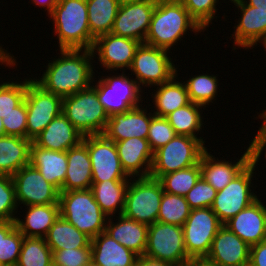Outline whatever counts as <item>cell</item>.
<instances>
[{
	"instance_id": "cell-1",
	"label": "cell",
	"mask_w": 266,
	"mask_h": 266,
	"mask_svg": "<svg viewBox=\"0 0 266 266\" xmlns=\"http://www.w3.org/2000/svg\"><path fill=\"white\" fill-rule=\"evenodd\" d=\"M59 55L58 59L49 61L40 79L34 78L46 91L64 98L95 82L91 49H60Z\"/></svg>"
},
{
	"instance_id": "cell-2",
	"label": "cell",
	"mask_w": 266,
	"mask_h": 266,
	"mask_svg": "<svg viewBox=\"0 0 266 266\" xmlns=\"http://www.w3.org/2000/svg\"><path fill=\"white\" fill-rule=\"evenodd\" d=\"M188 31L196 35L204 29L179 0H157L144 43L170 51Z\"/></svg>"
},
{
	"instance_id": "cell-3",
	"label": "cell",
	"mask_w": 266,
	"mask_h": 266,
	"mask_svg": "<svg viewBox=\"0 0 266 266\" xmlns=\"http://www.w3.org/2000/svg\"><path fill=\"white\" fill-rule=\"evenodd\" d=\"M54 23L60 49H92L86 0H58L49 15Z\"/></svg>"
},
{
	"instance_id": "cell-4",
	"label": "cell",
	"mask_w": 266,
	"mask_h": 266,
	"mask_svg": "<svg viewBox=\"0 0 266 266\" xmlns=\"http://www.w3.org/2000/svg\"><path fill=\"white\" fill-rule=\"evenodd\" d=\"M60 216L93 239L105 231L108 216L100 209L91 189L60 192Z\"/></svg>"
},
{
	"instance_id": "cell-5",
	"label": "cell",
	"mask_w": 266,
	"mask_h": 266,
	"mask_svg": "<svg viewBox=\"0 0 266 266\" xmlns=\"http://www.w3.org/2000/svg\"><path fill=\"white\" fill-rule=\"evenodd\" d=\"M62 113L83 135L102 134L109 119L92 85L62 100Z\"/></svg>"
},
{
	"instance_id": "cell-6",
	"label": "cell",
	"mask_w": 266,
	"mask_h": 266,
	"mask_svg": "<svg viewBox=\"0 0 266 266\" xmlns=\"http://www.w3.org/2000/svg\"><path fill=\"white\" fill-rule=\"evenodd\" d=\"M163 193L162 185L156 178L150 176L131 178L122 215L148 226L155 223Z\"/></svg>"
},
{
	"instance_id": "cell-7",
	"label": "cell",
	"mask_w": 266,
	"mask_h": 266,
	"mask_svg": "<svg viewBox=\"0 0 266 266\" xmlns=\"http://www.w3.org/2000/svg\"><path fill=\"white\" fill-rule=\"evenodd\" d=\"M206 149L198 138L175 135L154 152L150 177L159 179L165 174L196 165Z\"/></svg>"
},
{
	"instance_id": "cell-8",
	"label": "cell",
	"mask_w": 266,
	"mask_h": 266,
	"mask_svg": "<svg viewBox=\"0 0 266 266\" xmlns=\"http://www.w3.org/2000/svg\"><path fill=\"white\" fill-rule=\"evenodd\" d=\"M169 53L172 52L145 43L140 44L129 69L134 73L140 87L158 86L178 75V67L172 62Z\"/></svg>"
},
{
	"instance_id": "cell-9",
	"label": "cell",
	"mask_w": 266,
	"mask_h": 266,
	"mask_svg": "<svg viewBox=\"0 0 266 266\" xmlns=\"http://www.w3.org/2000/svg\"><path fill=\"white\" fill-rule=\"evenodd\" d=\"M122 71L119 75L102 76L97 83H93L99 102L111 116L115 113H124L142 104V89L135 79H130Z\"/></svg>"
},
{
	"instance_id": "cell-10",
	"label": "cell",
	"mask_w": 266,
	"mask_h": 266,
	"mask_svg": "<svg viewBox=\"0 0 266 266\" xmlns=\"http://www.w3.org/2000/svg\"><path fill=\"white\" fill-rule=\"evenodd\" d=\"M144 256L185 266L191 258L185 248L183 227L158 221L149 225Z\"/></svg>"
},
{
	"instance_id": "cell-11",
	"label": "cell",
	"mask_w": 266,
	"mask_h": 266,
	"mask_svg": "<svg viewBox=\"0 0 266 266\" xmlns=\"http://www.w3.org/2000/svg\"><path fill=\"white\" fill-rule=\"evenodd\" d=\"M255 169L249 163L225 188L216 193L210 208L223 224L258 198L255 190L251 189Z\"/></svg>"
},
{
	"instance_id": "cell-12",
	"label": "cell",
	"mask_w": 266,
	"mask_h": 266,
	"mask_svg": "<svg viewBox=\"0 0 266 266\" xmlns=\"http://www.w3.org/2000/svg\"><path fill=\"white\" fill-rule=\"evenodd\" d=\"M24 100L27 106V139L33 140L62 113L63 98L46 91L34 78H29Z\"/></svg>"
},
{
	"instance_id": "cell-13",
	"label": "cell",
	"mask_w": 266,
	"mask_h": 266,
	"mask_svg": "<svg viewBox=\"0 0 266 266\" xmlns=\"http://www.w3.org/2000/svg\"><path fill=\"white\" fill-rule=\"evenodd\" d=\"M223 226L211 208L192 209L183 227L184 244L190 258L206 257L212 241Z\"/></svg>"
},
{
	"instance_id": "cell-14",
	"label": "cell",
	"mask_w": 266,
	"mask_h": 266,
	"mask_svg": "<svg viewBox=\"0 0 266 266\" xmlns=\"http://www.w3.org/2000/svg\"><path fill=\"white\" fill-rule=\"evenodd\" d=\"M92 165V182L130 180L125 173L115 142L103 134L83 136Z\"/></svg>"
},
{
	"instance_id": "cell-15",
	"label": "cell",
	"mask_w": 266,
	"mask_h": 266,
	"mask_svg": "<svg viewBox=\"0 0 266 266\" xmlns=\"http://www.w3.org/2000/svg\"><path fill=\"white\" fill-rule=\"evenodd\" d=\"M16 201L28 205L59 204L60 191L47 182L39 170L30 164L20 168L13 176Z\"/></svg>"
},
{
	"instance_id": "cell-16",
	"label": "cell",
	"mask_w": 266,
	"mask_h": 266,
	"mask_svg": "<svg viewBox=\"0 0 266 266\" xmlns=\"http://www.w3.org/2000/svg\"><path fill=\"white\" fill-rule=\"evenodd\" d=\"M157 0L121 3L111 33L145 42Z\"/></svg>"
},
{
	"instance_id": "cell-17",
	"label": "cell",
	"mask_w": 266,
	"mask_h": 266,
	"mask_svg": "<svg viewBox=\"0 0 266 266\" xmlns=\"http://www.w3.org/2000/svg\"><path fill=\"white\" fill-rule=\"evenodd\" d=\"M140 44L137 40L108 33L97 37L91 50L104 69L126 71L130 69Z\"/></svg>"
},
{
	"instance_id": "cell-18",
	"label": "cell",
	"mask_w": 266,
	"mask_h": 266,
	"mask_svg": "<svg viewBox=\"0 0 266 266\" xmlns=\"http://www.w3.org/2000/svg\"><path fill=\"white\" fill-rule=\"evenodd\" d=\"M143 106H138L124 113H115L109 116L106 128L102 133L113 142L137 137L147 139L153 113H147Z\"/></svg>"
},
{
	"instance_id": "cell-19",
	"label": "cell",
	"mask_w": 266,
	"mask_h": 266,
	"mask_svg": "<svg viewBox=\"0 0 266 266\" xmlns=\"http://www.w3.org/2000/svg\"><path fill=\"white\" fill-rule=\"evenodd\" d=\"M225 225L250 247L266 240V205L259 197Z\"/></svg>"
},
{
	"instance_id": "cell-20",
	"label": "cell",
	"mask_w": 266,
	"mask_h": 266,
	"mask_svg": "<svg viewBox=\"0 0 266 266\" xmlns=\"http://www.w3.org/2000/svg\"><path fill=\"white\" fill-rule=\"evenodd\" d=\"M249 255L250 246L223 225L205 258L220 266H248Z\"/></svg>"
},
{
	"instance_id": "cell-21",
	"label": "cell",
	"mask_w": 266,
	"mask_h": 266,
	"mask_svg": "<svg viewBox=\"0 0 266 266\" xmlns=\"http://www.w3.org/2000/svg\"><path fill=\"white\" fill-rule=\"evenodd\" d=\"M238 12L240 18L234 26V46L238 48L253 49L257 42L266 35V10L258 9L245 4L242 0H230Z\"/></svg>"
},
{
	"instance_id": "cell-22",
	"label": "cell",
	"mask_w": 266,
	"mask_h": 266,
	"mask_svg": "<svg viewBox=\"0 0 266 266\" xmlns=\"http://www.w3.org/2000/svg\"><path fill=\"white\" fill-rule=\"evenodd\" d=\"M115 144L121 165L130 178L150 176L154 152L147 139L132 137Z\"/></svg>"
},
{
	"instance_id": "cell-23",
	"label": "cell",
	"mask_w": 266,
	"mask_h": 266,
	"mask_svg": "<svg viewBox=\"0 0 266 266\" xmlns=\"http://www.w3.org/2000/svg\"><path fill=\"white\" fill-rule=\"evenodd\" d=\"M199 162L201 176L218 192L225 188L250 163L249 150L247 148L240 159L236 163H232V159L231 161L224 158L219 160L206 149Z\"/></svg>"
},
{
	"instance_id": "cell-24",
	"label": "cell",
	"mask_w": 266,
	"mask_h": 266,
	"mask_svg": "<svg viewBox=\"0 0 266 266\" xmlns=\"http://www.w3.org/2000/svg\"><path fill=\"white\" fill-rule=\"evenodd\" d=\"M82 139L83 135L61 113L32 142L40 148L64 152L77 146Z\"/></svg>"
},
{
	"instance_id": "cell-25",
	"label": "cell",
	"mask_w": 266,
	"mask_h": 266,
	"mask_svg": "<svg viewBox=\"0 0 266 266\" xmlns=\"http://www.w3.org/2000/svg\"><path fill=\"white\" fill-rule=\"evenodd\" d=\"M138 257L105 231L91 239V262L96 266H135Z\"/></svg>"
},
{
	"instance_id": "cell-26",
	"label": "cell",
	"mask_w": 266,
	"mask_h": 266,
	"mask_svg": "<svg viewBox=\"0 0 266 266\" xmlns=\"http://www.w3.org/2000/svg\"><path fill=\"white\" fill-rule=\"evenodd\" d=\"M44 179L61 191L68 167L67 151L40 148L33 142L30 147V163Z\"/></svg>"
},
{
	"instance_id": "cell-27",
	"label": "cell",
	"mask_w": 266,
	"mask_h": 266,
	"mask_svg": "<svg viewBox=\"0 0 266 266\" xmlns=\"http://www.w3.org/2000/svg\"><path fill=\"white\" fill-rule=\"evenodd\" d=\"M68 167L60 192L87 190L92 186V165L87 145L81 141L67 150Z\"/></svg>"
},
{
	"instance_id": "cell-28",
	"label": "cell",
	"mask_w": 266,
	"mask_h": 266,
	"mask_svg": "<svg viewBox=\"0 0 266 266\" xmlns=\"http://www.w3.org/2000/svg\"><path fill=\"white\" fill-rule=\"evenodd\" d=\"M113 222L108 217L105 232L115 241L142 256L146 251L148 225L128 219L123 215L117 217Z\"/></svg>"
},
{
	"instance_id": "cell-29",
	"label": "cell",
	"mask_w": 266,
	"mask_h": 266,
	"mask_svg": "<svg viewBox=\"0 0 266 266\" xmlns=\"http://www.w3.org/2000/svg\"><path fill=\"white\" fill-rule=\"evenodd\" d=\"M24 220L16 218V227L25 237L45 238L60 216L59 204L28 205Z\"/></svg>"
},
{
	"instance_id": "cell-30",
	"label": "cell",
	"mask_w": 266,
	"mask_h": 266,
	"mask_svg": "<svg viewBox=\"0 0 266 266\" xmlns=\"http://www.w3.org/2000/svg\"><path fill=\"white\" fill-rule=\"evenodd\" d=\"M32 140L20 136L0 137V175L13 176L30 163Z\"/></svg>"
},
{
	"instance_id": "cell-31",
	"label": "cell",
	"mask_w": 266,
	"mask_h": 266,
	"mask_svg": "<svg viewBox=\"0 0 266 266\" xmlns=\"http://www.w3.org/2000/svg\"><path fill=\"white\" fill-rule=\"evenodd\" d=\"M175 75L170 81L158 85L154 94L152 92L153 114L160 117H166L176 109L186 106L190 103L188 92L184 82H178ZM156 110V111H155Z\"/></svg>"
},
{
	"instance_id": "cell-32",
	"label": "cell",
	"mask_w": 266,
	"mask_h": 266,
	"mask_svg": "<svg viewBox=\"0 0 266 266\" xmlns=\"http://www.w3.org/2000/svg\"><path fill=\"white\" fill-rule=\"evenodd\" d=\"M129 182L130 180L92 182L91 190L95 201L108 217H114L115 213L122 215Z\"/></svg>"
},
{
	"instance_id": "cell-33",
	"label": "cell",
	"mask_w": 266,
	"mask_h": 266,
	"mask_svg": "<svg viewBox=\"0 0 266 266\" xmlns=\"http://www.w3.org/2000/svg\"><path fill=\"white\" fill-rule=\"evenodd\" d=\"M45 240L51 250L91 248V239L61 216L50 227Z\"/></svg>"
},
{
	"instance_id": "cell-34",
	"label": "cell",
	"mask_w": 266,
	"mask_h": 266,
	"mask_svg": "<svg viewBox=\"0 0 266 266\" xmlns=\"http://www.w3.org/2000/svg\"><path fill=\"white\" fill-rule=\"evenodd\" d=\"M86 3L91 35L96 39L101 35L111 33L121 2L119 0H86Z\"/></svg>"
},
{
	"instance_id": "cell-35",
	"label": "cell",
	"mask_w": 266,
	"mask_h": 266,
	"mask_svg": "<svg viewBox=\"0 0 266 266\" xmlns=\"http://www.w3.org/2000/svg\"><path fill=\"white\" fill-rule=\"evenodd\" d=\"M202 107L204 106L190 102L186 106L178 108L166 116L176 135L198 138L205 145L206 141L203 140L204 137H197V134L203 128L202 121L204 118L201 115V112H203Z\"/></svg>"
},
{
	"instance_id": "cell-36",
	"label": "cell",
	"mask_w": 266,
	"mask_h": 266,
	"mask_svg": "<svg viewBox=\"0 0 266 266\" xmlns=\"http://www.w3.org/2000/svg\"><path fill=\"white\" fill-rule=\"evenodd\" d=\"M24 235L15 221H0V263L2 266H16Z\"/></svg>"
},
{
	"instance_id": "cell-37",
	"label": "cell",
	"mask_w": 266,
	"mask_h": 266,
	"mask_svg": "<svg viewBox=\"0 0 266 266\" xmlns=\"http://www.w3.org/2000/svg\"><path fill=\"white\" fill-rule=\"evenodd\" d=\"M218 83L216 75L207 73L192 76L189 80L184 81L190 102L204 106L203 109L216 99L215 97L219 89Z\"/></svg>"
},
{
	"instance_id": "cell-38",
	"label": "cell",
	"mask_w": 266,
	"mask_h": 266,
	"mask_svg": "<svg viewBox=\"0 0 266 266\" xmlns=\"http://www.w3.org/2000/svg\"><path fill=\"white\" fill-rule=\"evenodd\" d=\"M16 266H53L52 250L45 238L24 236Z\"/></svg>"
},
{
	"instance_id": "cell-39",
	"label": "cell",
	"mask_w": 266,
	"mask_h": 266,
	"mask_svg": "<svg viewBox=\"0 0 266 266\" xmlns=\"http://www.w3.org/2000/svg\"><path fill=\"white\" fill-rule=\"evenodd\" d=\"M201 177L200 162L196 165L161 176L164 192L185 196Z\"/></svg>"
},
{
	"instance_id": "cell-40",
	"label": "cell",
	"mask_w": 266,
	"mask_h": 266,
	"mask_svg": "<svg viewBox=\"0 0 266 266\" xmlns=\"http://www.w3.org/2000/svg\"><path fill=\"white\" fill-rule=\"evenodd\" d=\"M190 207L185 196L164 192L161 199L158 222L183 226L190 214Z\"/></svg>"
},
{
	"instance_id": "cell-41",
	"label": "cell",
	"mask_w": 266,
	"mask_h": 266,
	"mask_svg": "<svg viewBox=\"0 0 266 266\" xmlns=\"http://www.w3.org/2000/svg\"><path fill=\"white\" fill-rule=\"evenodd\" d=\"M24 81H7L0 83V113L2 118L13 111L25 98L27 78Z\"/></svg>"
},
{
	"instance_id": "cell-42",
	"label": "cell",
	"mask_w": 266,
	"mask_h": 266,
	"mask_svg": "<svg viewBox=\"0 0 266 266\" xmlns=\"http://www.w3.org/2000/svg\"><path fill=\"white\" fill-rule=\"evenodd\" d=\"M17 212L18 204L13 178L9 175H0V221H15Z\"/></svg>"
},
{
	"instance_id": "cell-43",
	"label": "cell",
	"mask_w": 266,
	"mask_h": 266,
	"mask_svg": "<svg viewBox=\"0 0 266 266\" xmlns=\"http://www.w3.org/2000/svg\"><path fill=\"white\" fill-rule=\"evenodd\" d=\"M188 10L189 14L197 23L206 30L212 24V20L217 18L216 6L219 0H179ZM211 23V24H210Z\"/></svg>"
},
{
	"instance_id": "cell-44",
	"label": "cell",
	"mask_w": 266,
	"mask_h": 266,
	"mask_svg": "<svg viewBox=\"0 0 266 266\" xmlns=\"http://www.w3.org/2000/svg\"><path fill=\"white\" fill-rule=\"evenodd\" d=\"M175 135L166 117L152 116L147 140L153 152L166 145Z\"/></svg>"
},
{
	"instance_id": "cell-45",
	"label": "cell",
	"mask_w": 266,
	"mask_h": 266,
	"mask_svg": "<svg viewBox=\"0 0 266 266\" xmlns=\"http://www.w3.org/2000/svg\"><path fill=\"white\" fill-rule=\"evenodd\" d=\"M216 193V189L201 176L192 189L185 195V199L191 210L210 208L216 197Z\"/></svg>"
},
{
	"instance_id": "cell-46",
	"label": "cell",
	"mask_w": 266,
	"mask_h": 266,
	"mask_svg": "<svg viewBox=\"0 0 266 266\" xmlns=\"http://www.w3.org/2000/svg\"><path fill=\"white\" fill-rule=\"evenodd\" d=\"M53 266H87L91 263V248L52 250Z\"/></svg>"
},
{
	"instance_id": "cell-47",
	"label": "cell",
	"mask_w": 266,
	"mask_h": 266,
	"mask_svg": "<svg viewBox=\"0 0 266 266\" xmlns=\"http://www.w3.org/2000/svg\"><path fill=\"white\" fill-rule=\"evenodd\" d=\"M5 135L27 138V106L23 100L17 107L2 118Z\"/></svg>"
},
{
	"instance_id": "cell-48",
	"label": "cell",
	"mask_w": 266,
	"mask_h": 266,
	"mask_svg": "<svg viewBox=\"0 0 266 266\" xmlns=\"http://www.w3.org/2000/svg\"><path fill=\"white\" fill-rule=\"evenodd\" d=\"M263 120L261 128L258 129L257 134L254 136L252 142L248 146L249 150V160L250 163L256 168V165L259 162V159L262 157V151L266 149V111L263 110L262 113H259L258 117ZM265 159H266V150H265Z\"/></svg>"
},
{
	"instance_id": "cell-49",
	"label": "cell",
	"mask_w": 266,
	"mask_h": 266,
	"mask_svg": "<svg viewBox=\"0 0 266 266\" xmlns=\"http://www.w3.org/2000/svg\"><path fill=\"white\" fill-rule=\"evenodd\" d=\"M248 266H266V240L250 247Z\"/></svg>"
},
{
	"instance_id": "cell-50",
	"label": "cell",
	"mask_w": 266,
	"mask_h": 266,
	"mask_svg": "<svg viewBox=\"0 0 266 266\" xmlns=\"http://www.w3.org/2000/svg\"><path fill=\"white\" fill-rule=\"evenodd\" d=\"M135 266H174V265L162 260H157L142 255L138 257Z\"/></svg>"
},
{
	"instance_id": "cell-51",
	"label": "cell",
	"mask_w": 266,
	"mask_h": 266,
	"mask_svg": "<svg viewBox=\"0 0 266 266\" xmlns=\"http://www.w3.org/2000/svg\"><path fill=\"white\" fill-rule=\"evenodd\" d=\"M16 57H14L11 53H9L7 50L3 49L0 45V65H4L5 67H13L16 66Z\"/></svg>"
},
{
	"instance_id": "cell-52",
	"label": "cell",
	"mask_w": 266,
	"mask_h": 266,
	"mask_svg": "<svg viewBox=\"0 0 266 266\" xmlns=\"http://www.w3.org/2000/svg\"><path fill=\"white\" fill-rule=\"evenodd\" d=\"M32 4L34 3L36 6L40 8H45L47 10L48 16L53 12L55 6L58 3V0H31Z\"/></svg>"
},
{
	"instance_id": "cell-53",
	"label": "cell",
	"mask_w": 266,
	"mask_h": 266,
	"mask_svg": "<svg viewBox=\"0 0 266 266\" xmlns=\"http://www.w3.org/2000/svg\"><path fill=\"white\" fill-rule=\"evenodd\" d=\"M185 266H220L216 263H213L206 259L205 257L203 258H191Z\"/></svg>"
},
{
	"instance_id": "cell-54",
	"label": "cell",
	"mask_w": 266,
	"mask_h": 266,
	"mask_svg": "<svg viewBox=\"0 0 266 266\" xmlns=\"http://www.w3.org/2000/svg\"><path fill=\"white\" fill-rule=\"evenodd\" d=\"M245 4L266 10V0H242Z\"/></svg>"
},
{
	"instance_id": "cell-55",
	"label": "cell",
	"mask_w": 266,
	"mask_h": 266,
	"mask_svg": "<svg viewBox=\"0 0 266 266\" xmlns=\"http://www.w3.org/2000/svg\"><path fill=\"white\" fill-rule=\"evenodd\" d=\"M5 135V130H4V126L2 123V115L0 113V137Z\"/></svg>"
},
{
	"instance_id": "cell-56",
	"label": "cell",
	"mask_w": 266,
	"mask_h": 266,
	"mask_svg": "<svg viewBox=\"0 0 266 266\" xmlns=\"http://www.w3.org/2000/svg\"><path fill=\"white\" fill-rule=\"evenodd\" d=\"M257 43H261L266 51V35H264Z\"/></svg>"
},
{
	"instance_id": "cell-57",
	"label": "cell",
	"mask_w": 266,
	"mask_h": 266,
	"mask_svg": "<svg viewBox=\"0 0 266 266\" xmlns=\"http://www.w3.org/2000/svg\"><path fill=\"white\" fill-rule=\"evenodd\" d=\"M121 3H127V2H136V1H143V0H119Z\"/></svg>"
},
{
	"instance_id": "cell-58",
	"label": "cell",
	"mask_w": 266,
	"mask_h": 266,
	"mask_svg": "<svg viewBox=\"0 0 266 266\" xmlns=\"http://www.w3.org/2000/svg\"><path fill=\"white\" fill-rule=\"evenodd\" d=\"M87 266H96V265H94L92 262L89 264V265H87Z\"/></svg>"
}]
</instances>
